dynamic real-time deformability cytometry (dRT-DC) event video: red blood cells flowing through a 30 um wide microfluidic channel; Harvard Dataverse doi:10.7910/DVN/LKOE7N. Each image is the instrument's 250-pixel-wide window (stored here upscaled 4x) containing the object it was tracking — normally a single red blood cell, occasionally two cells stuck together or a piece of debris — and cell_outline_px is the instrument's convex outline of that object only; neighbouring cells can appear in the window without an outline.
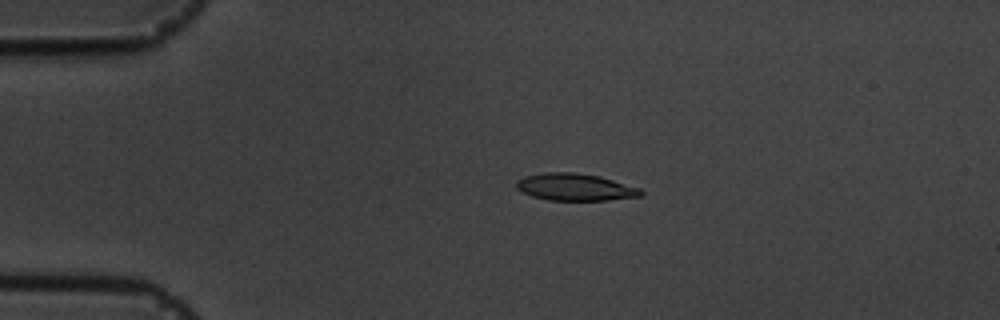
{"species": "common noctule bat (a hibernating species)", "species_latin": "Nyctalus noctula", "temperature_condition": "cold", "stored_images_in_passage": 6, "camera_frame_rate_fps": 3000, "um_per_image_px": 0.085, "animal": {"sex": "male", "body_mass_g": 19.5, "forearm_length_mm": 54.6}, "frame": {"image": 1, "passage_image": 3, "time_ms": 2.333, "image_size_px": [1000, 320], "cell_outline_px": [[644, 192], [640, 196], [608, 200], [548, 200], [532, 196], [516, 188], [516, 180], [524, 176], [544, 172], [576, 172], [600, 176], [640, 188]], "centroid_in_image_um": [48.87, 15.89], "position_along_channel_um": 36.1, "area_um2": 19.71}}
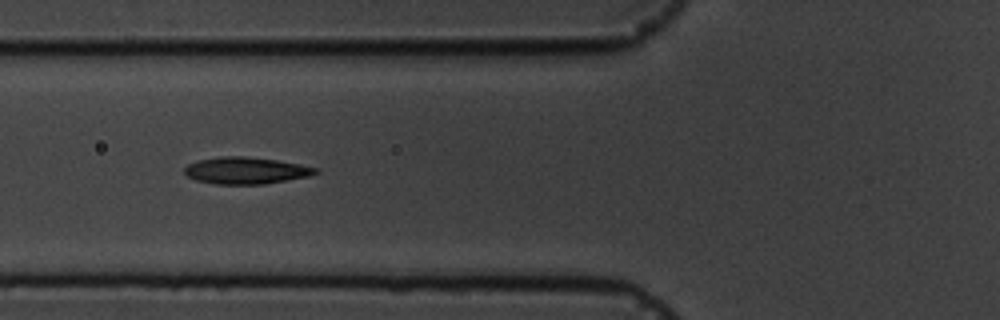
{"frame": {"image": 2, "passage_image": 5, "time_ms": 5.333, "image_size_px": [1000, 320], "cell_outline_px": [[320, 172], [308, 176], [264, 184], [216, 184], [196, 180], [188, 176], [184, 172], [184, 168], [188, 164], [196, 160], [224, 156], [244, 156], [276, 160], [300, 164], [320, 168]], "centroid_in_image_um": [20.91, 14.49], "position_along_channel_um": 104.9, "area_um2": 20.46}}
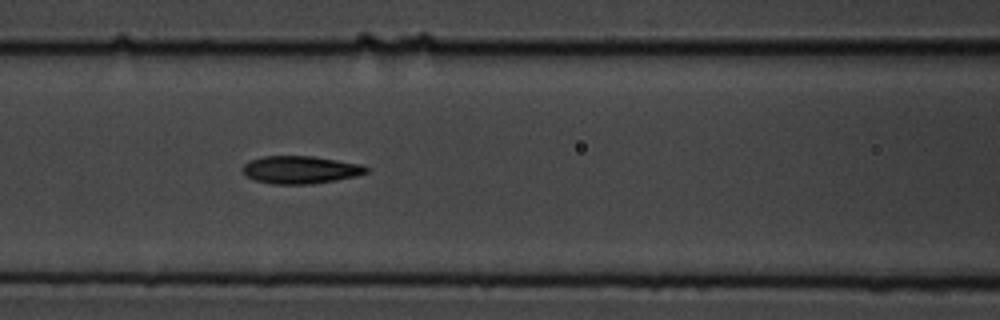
{"frame": {"image": 3, "passage_image": 6, "time_ms": 6.333, "image_size_px": [1000, 320], "cell_outline_px": [[372, 168], [368, 172], [356, 176], [336, 180], [312, 184], [272, 184], [256, 180], [248, 176], [244, 172], [244, 164], [252, 160], [264, 156], [312, 156], [360, 164]], "centroid_in_image_um": [25.6, 14.43], "position_along_channel_um": 141.0, "area_um2": 19.77}}